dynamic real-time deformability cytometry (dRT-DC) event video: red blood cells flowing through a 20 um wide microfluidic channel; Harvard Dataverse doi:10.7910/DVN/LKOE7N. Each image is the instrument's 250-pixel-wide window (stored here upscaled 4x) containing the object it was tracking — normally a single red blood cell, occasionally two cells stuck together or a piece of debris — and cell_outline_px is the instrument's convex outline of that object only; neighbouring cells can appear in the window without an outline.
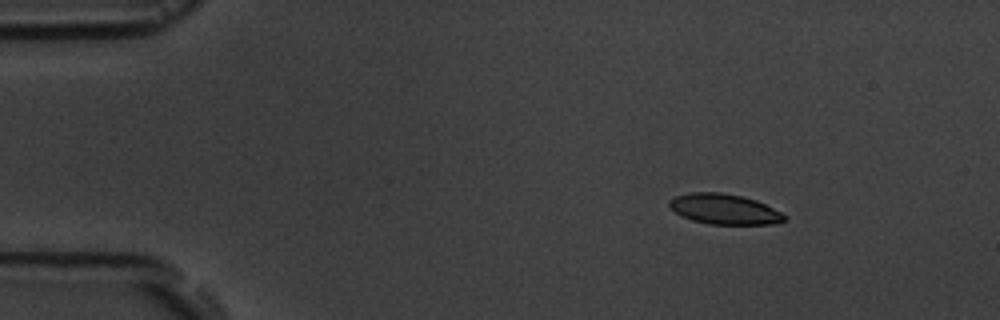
{"species": "common noctule bat (a hibernating species)", "species_latin": "Nyctalus noctula", "temperature_condition": "room temperature", "stored_images_in_passage": 9, "camera_frame_rate_fps": 3000, "um_per_image_px": 0.085, "animal": {"sex": "male", "body_mass_g": 19.5, "forearm_length_mm": 54.6}, "frame": {"image": 1, "passage_image": 2, "time_ms": 1.333, "image_size_px": [1000, 320], "cell_outline_px": [[788, 220], [772, 224], [708, 224], [692, 220], [680, 216], [668, 204], [668, 200], [676, 196], [692, 192], [720, 192], [740, 196], [756, 200], [788, 216]], "centroid_in_image_um": [61.57, 17.78], "position_along_channel_um": 23.4, "area_um2": 20.29}}
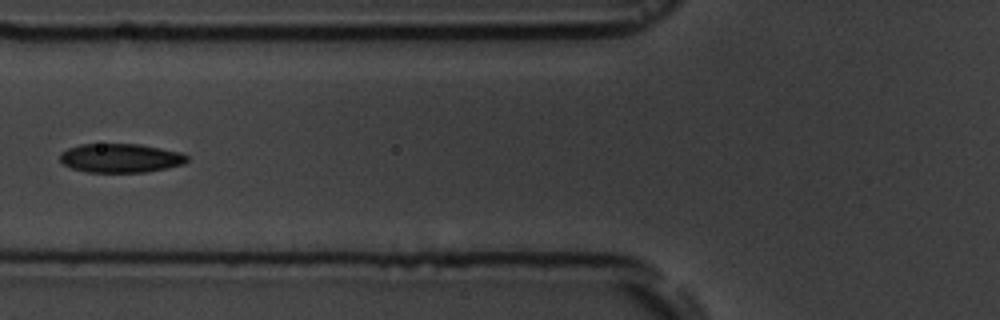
{"frame": {"image": 2, "passage_image": 6, "time_ms": 6.0, "image_size_px": [1000, 320], "cell_outline_px": [[188, 160], [184, 164], [144, 172], [88, 172], [72, 168], [64, 164], [60, 160], [60, 152], [68, 148], [80, 144], [140, 144], [180, 152], [188, 156]], "centroid_in_image_um": [10.23, 13.43], "position_along_channel_um": 115.6, "area_um2": 21.33}}
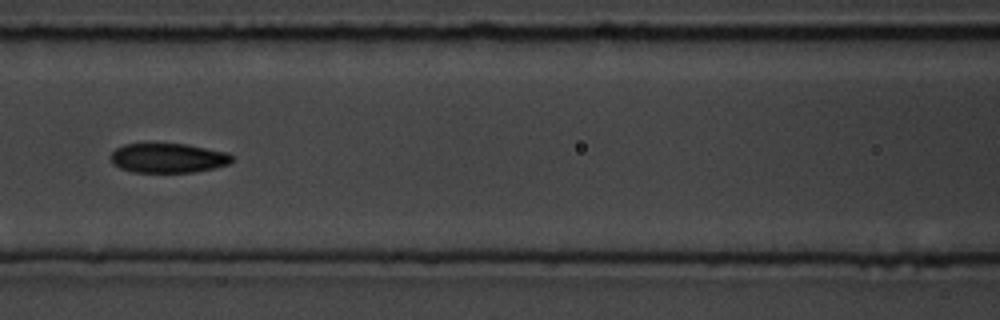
{"frame": {"image": 3, "passage_image": 7, "time_ms": 7.0, "image_size_px": [1000, 320], "cell_outline_px": [[232, 160], [228, 164], [196, 172], [132, 172], [120, 168], [112, 164], [112, 152], [116, 148], [124, 144], [188, 144], [228, 152], [232, 156]], "centroid_in_image_um": [14.29, 13.43], "position_along_channel_um": 152.3, "area_um2": 20.81}}